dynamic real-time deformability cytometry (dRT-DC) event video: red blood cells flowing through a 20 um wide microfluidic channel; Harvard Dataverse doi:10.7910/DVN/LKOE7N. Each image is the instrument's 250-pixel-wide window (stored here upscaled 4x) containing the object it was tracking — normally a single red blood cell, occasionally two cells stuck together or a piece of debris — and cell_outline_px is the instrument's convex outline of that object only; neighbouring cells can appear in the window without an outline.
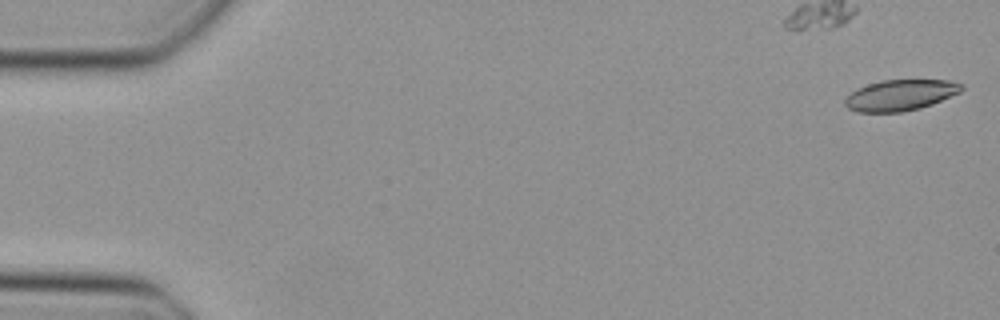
{"species": "Egyptian fruit bat (a non-hibernating species)", "species_latin": "Rousettus aegyptiacus", "temperature_condition": "cold", "stored_images_in_passage": 29, "camera_frame_rate_fps": 3000, "um_per_image_px": 0.085, "animal": {"sex": "female"}, "frame": {"image": 1, "passage_image": 1, "time_ms": 0.0, "image_size_px": [1000, 320], "cell_outline_px": [[964, 88], [960, 92], [932, 104], [920, 108], [900, 112], [856, 112], [848, 108], [844, 104], [844, 100], [856, 88], [880, 80], [948, 80], [964, 84]], "centroid_in_image_um": [76.52, 8.08], "position_along_channel_um": 8.5, "area_um2": 21.04}}
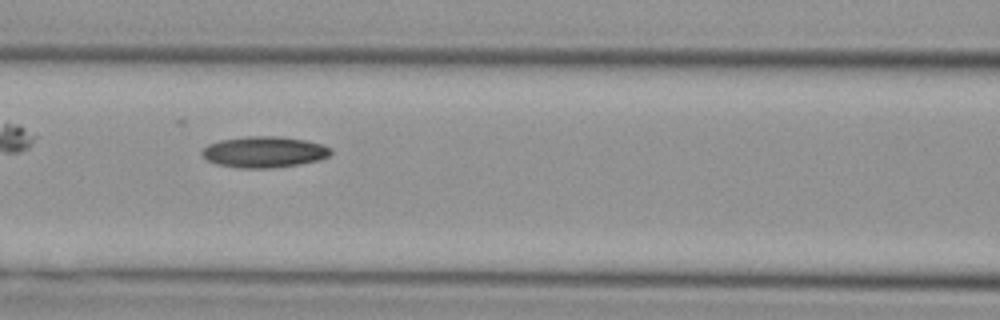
{"frame": {"image": 2, "passage_image": 21, "time_ms": 6.667, "image_size_px": [1000, 320], "cell_outline_px": [[332, 152], [328, 156], [320, 160], [272, 168], [236, 168], [216, 164], [208, 160], [200, 152], [208, 144], [220, 140], [248, 136], [280, 136], [304, 140], [320, 144], [332, 148]], "centroid_in_image_um": [22.44, 12.92], "position_along_channel_um": 144.2, "area_um2": 23.29}}
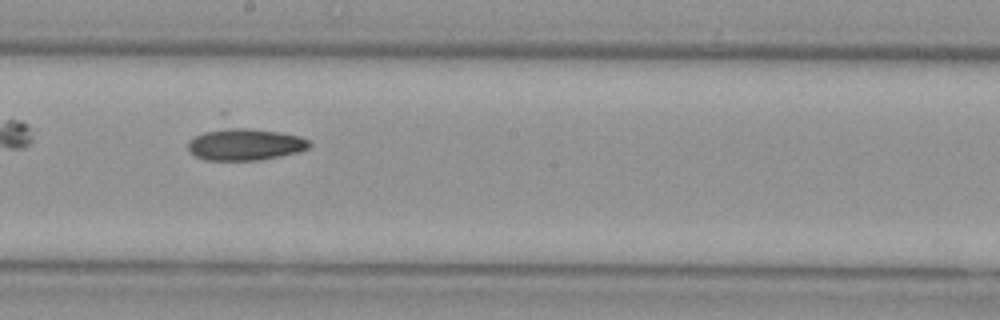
{"frame": {"image": 3, "passage_image": 27, "time_ms": 8.667, "image_size_px": [1000, 320], "cell_outline_px": [[312, 144], [308, 148], [300, 152], [260, 160], [204, 160], [196, 156], [188, 148], [188, 144], [196, 136], [204, 132], [228, 124], [232, 124], [280, 132], [300, 136], [308, 140]], "centroid_in_image_um": [20.85, 12.23], "position_along_channel_um": 227.3, "area_um2": 23.18}}